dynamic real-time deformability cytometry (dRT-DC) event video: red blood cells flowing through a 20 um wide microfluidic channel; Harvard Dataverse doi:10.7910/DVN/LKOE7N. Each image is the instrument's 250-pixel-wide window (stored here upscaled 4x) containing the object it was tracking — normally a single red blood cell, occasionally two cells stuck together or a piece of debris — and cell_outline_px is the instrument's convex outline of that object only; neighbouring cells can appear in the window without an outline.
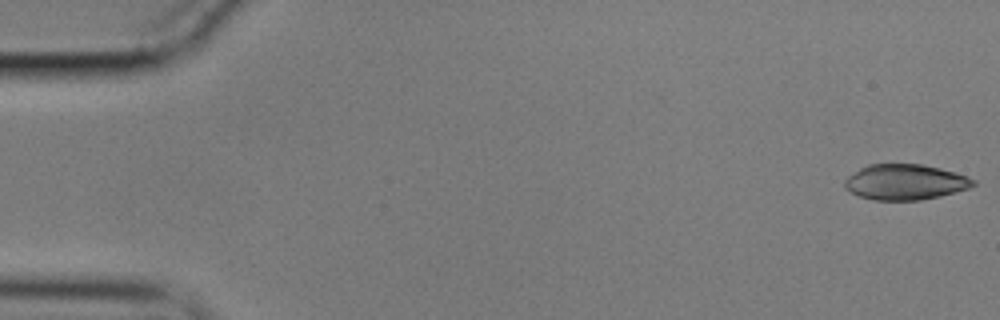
{"species": "common noctule bat (a hibernating species)", "species_latin": "Nyctalus noctula", "temperature_condition": "cold", "stored_images_in_passage": 34, "camera_frame_rate_fps": 3000, "um_per_image_px": 0.085, "animal": {"sex": "male", "body_mass_g": 17.9}, "frame": {"image": 1, "passage_image": 1, "time_ms": 0.0, "image_size_px": [1000, 320], "cell_outline_px": [[976, 184], [968, 188], [940, 196], [920, 200], [876, 200], [860, 196], [844, 188], [844, 180], [848, 176], [860, 168], [868, 164], [920, 164], [940, 168], [968, 176], [976, 180]], "centroid_in_image_um": [76.94, 15.47], "position_along_channel_um": 8.1, "area_um2": 26.53}}
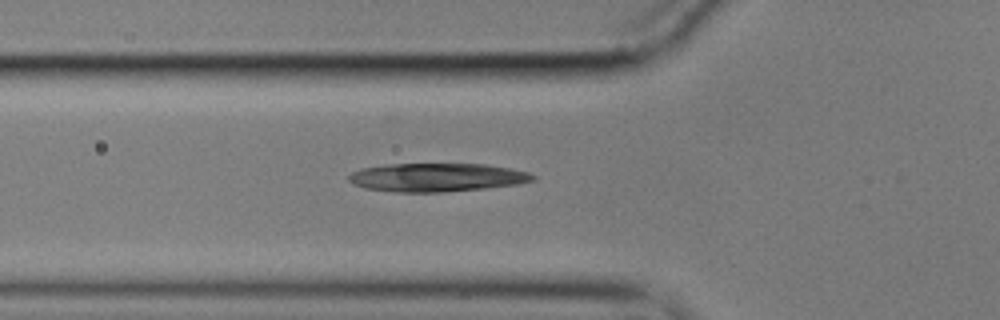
{"frame": {"image": 2, "passage_image": 19, "time_ms": 6.0, "image_size_px": [1000, 320], "cell_outline_px": [[536, 180], [516, 184], [484, 188], [444, 192], [392, 192], [364, 188], [352, 184], [348, 180], [348, 176], [352, 172], [360, 168], [384, 164], [484, 164], [508, 168], [528, 172], [536, 176]], "centroid_in_image_um": [37.07, 15.08], "position_along_channel_um": 88.7, "area_um2": 30.63}}
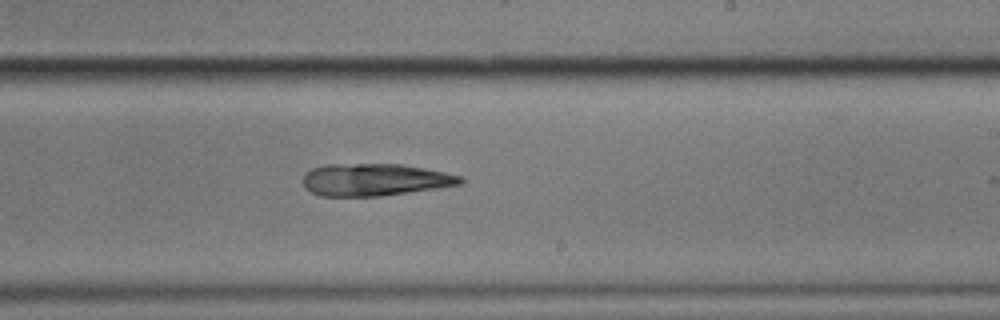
{"frame": {"image": 3, "passage_image": 33, "time_ms": 10.667, "image_size_px": [1000, 320], "cell_outline_px": [[464, 184], [440, 188], [380, 196], [320, 196], [312, 192], [304, 184], [304, 172], [312, 168], [324, 164], [400, 164], [424, 168], [464, 176]], "centroid_in_image_um": [31.9, 15.27], "position_along_channel_um": 257.1, "area_um2": 29.77}}